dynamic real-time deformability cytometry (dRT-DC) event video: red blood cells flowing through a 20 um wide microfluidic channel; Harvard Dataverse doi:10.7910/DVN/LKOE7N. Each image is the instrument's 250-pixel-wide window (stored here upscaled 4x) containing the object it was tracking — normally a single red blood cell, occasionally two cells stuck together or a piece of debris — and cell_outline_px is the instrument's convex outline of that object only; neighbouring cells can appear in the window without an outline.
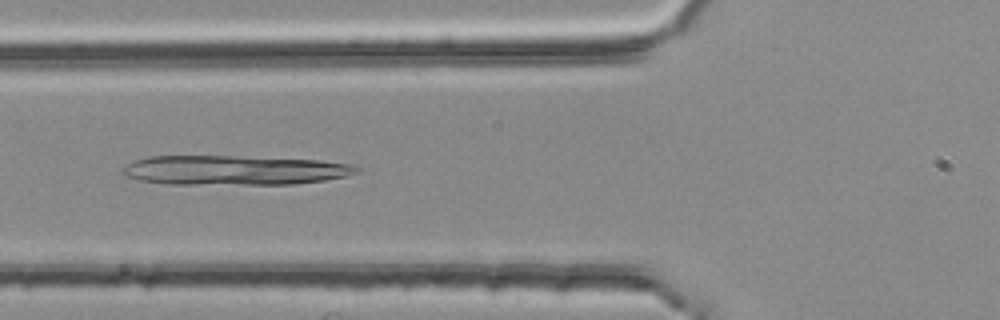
{"species": "common noctule bat (a hibernating species)", "species_latin": "Nyctalus noctula", "temperature_condition": "room temperature", "stored_images_in_passage": 46, "camera_frame_rate_fps": 3000, "um_per_image_px": 0.085, "animal": {"sex": "female", "body_mass_g": 25.1}, "frame": {"image": 1, "passage_image": 19, "time_ms": 6.0, "image_size_px": [1000, 320], "cell_outline_px": [[364, 168], [360, 172], [348, 176], [324, 180], [296, 184], [168, 184], [140, 180], [124, 176], [120, 172], [120, 168], [136, 160], [148, 156], [236, 156], [320, 160], [348, 164]], "centroid_in_image_um": [19.93, 14.47], "position_along_channel_um": 105.9, "area_um2": 40.58}}
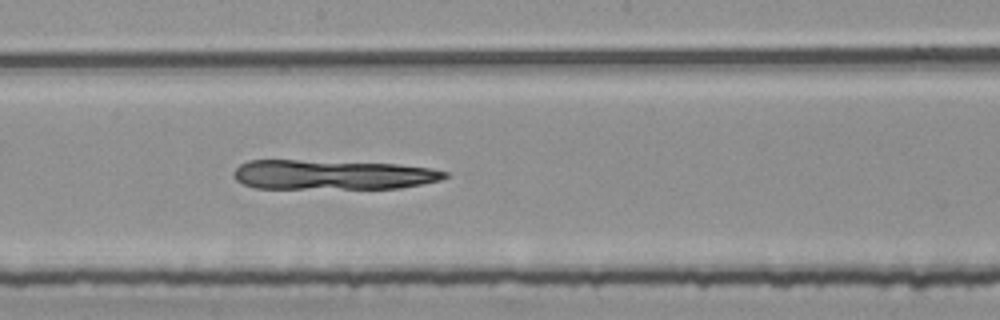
{"frame": {"image": 2, "passage_image": 28, "time_ms": 9.0, "image_size_px": [1000, 320], "cell_outline_px": [[448, 176], [440, 180], [400, 188], [256, 188], [244, 184], [236, 180], [232, 176], [232, 172], [240, 164], [248, 160], [296, 160], [396, 164], [432, 168], [448, 172]], "centroid_in_image_um": [28.23, 14.85], "position_along_channel_um": 220.0, "area_um2": 36.41}}
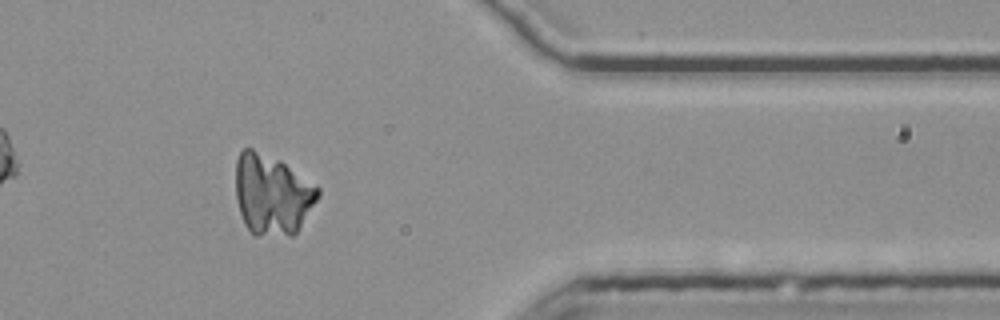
{"frame": {"image": 3, "passage_image": 43, "time_ms": 14.0, "image_size_px": [1000, 320], "cell_outline_px": [[320, 196], [296, 232], [292, 236], [256, 236], [244, 224], [236, 200], [236, 160], [240, 152], [244, 148], [252, 148], [280, 160], [316, 184], [320, 188]], "centroid_in_image_um": [23.14, 16.54], "position_along_channel_um": 388.3, "area_um2": 38.78}}